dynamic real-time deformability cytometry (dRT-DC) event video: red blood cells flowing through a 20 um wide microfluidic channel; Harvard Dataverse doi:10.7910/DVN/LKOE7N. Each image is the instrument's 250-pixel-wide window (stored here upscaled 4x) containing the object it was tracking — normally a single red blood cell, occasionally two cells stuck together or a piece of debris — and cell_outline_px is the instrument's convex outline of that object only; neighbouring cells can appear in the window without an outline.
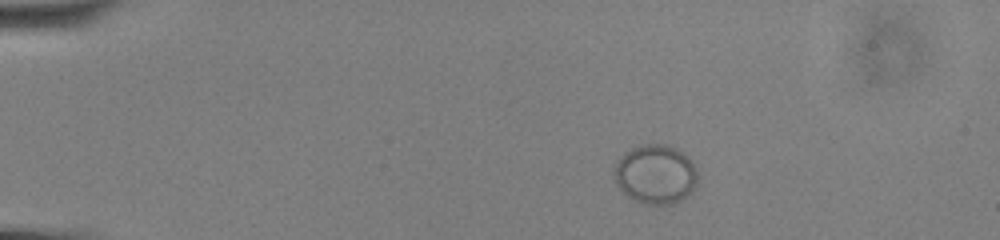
{"species": "common noctule bat (a hibernating species)", "species_latin": "Nyctalus noctula", "temperature_condition": "cold", "stored_images_in_passage": 48, "camera_frame_rate_fps": 3000, "um_per_image_px": 0.085, "animal": {"sex": "male", "body_mass_g": 13.0, "forearm_length_mm": 53.1}, "frame": {"image": 1, "passage_image": 1, "time_ms": 0.0, "image_size_px": [1000, 240], "cell_outline_px": [[696, 184], [692, 192], [688, 196], [672, 204], [640, 204], [628, 196], [616, 184], [612, 172], [612, 168], [620, 156], [624, 152], [640, 144], [668, 144], [676, 148], [692, 160], [696, 168]], "centroid_in_image_um": [55.69, 14.8], "position_along_channel_um": 29.3, "area_um2": 29.25}}
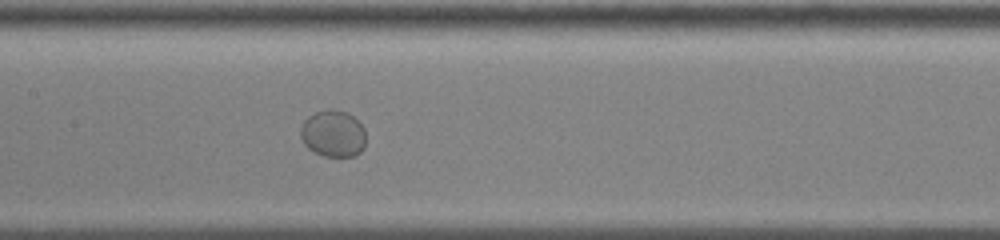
{"frame": {"image": 2, "passage_image": 20, "time_ms": 6.333, "image_size_px": [1000, 240], "cell_outline_px": [[364, 148], [356, 156], [324, 156], [308, 148], [304, 144], [300, 136], [300, 128], [304, 120], [308, 116], [316, 112], [328, 108], [332, 108], [348, 112], [364, 128]], "centroid_in_image_um": [28.3, 11.34], "position_along_channel_um": 179.1, "area_um2": 17.86}}
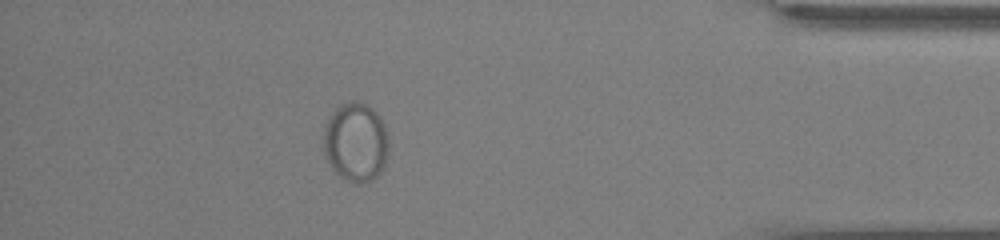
{"frame": {"image": 3, "passage_image": 42, "time_ms": 13.667, "image_size_px": [1000, 240], "cell_outline_px": [[388, 156], [384, 168], [372, 180], [356, 184], [340, 176], [332, 168], [324, 156], [324, 128], [328, 116], [336, 108], [352, 100], [356, 100], [372, 108], [380, 116], [384, 124], [388, 136]], "centroid_in_image_um": [30.25, 12.08], "position_along_channel_um": 405.0, "area_um2": 30.29}}